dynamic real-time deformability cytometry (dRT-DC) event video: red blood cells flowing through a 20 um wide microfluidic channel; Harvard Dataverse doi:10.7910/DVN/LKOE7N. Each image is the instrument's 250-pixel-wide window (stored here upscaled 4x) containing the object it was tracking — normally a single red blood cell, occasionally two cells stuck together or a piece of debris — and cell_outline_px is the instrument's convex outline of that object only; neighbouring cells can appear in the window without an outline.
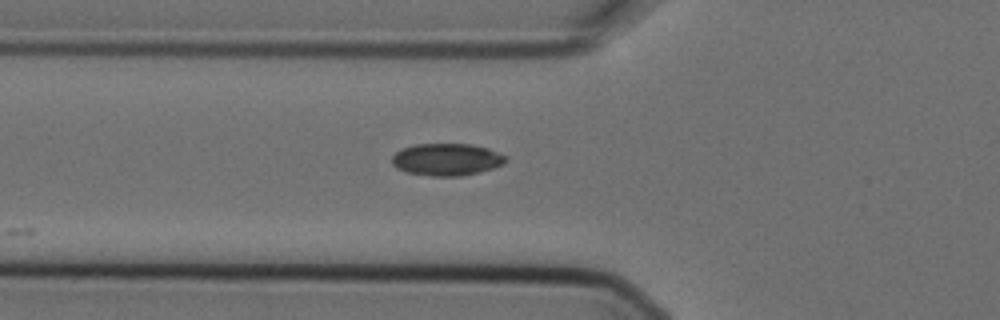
{"species": "Egyptian fruit bat (a non-hibernating species)", "species_latin": "Rousettus aegyptiacus", "temperature_condition": "cold", "stored_images_in_passage": 7, "camera_frame_rate_fps": 3000, "um_per_image_px": 0.085, "animal": {"sex": "female"}, "frame": {"image": 1, "passage_image": 7, "time_ms": 2.0, "image_size_px": [1000, 320], "cell_outline_px": [[508, 160], [504, 164], [480, 172], [460, 176], [432, 176], [408, 172], [396, 168], [392, 164], [392, 156], [400, 148], [416, 144], [472, 144], [488, 148], [508, 156]], "centroid_in_image_um": [37.99, 13.55], "position_along_channel_um": 87.8, "area_um2": 21.5}}